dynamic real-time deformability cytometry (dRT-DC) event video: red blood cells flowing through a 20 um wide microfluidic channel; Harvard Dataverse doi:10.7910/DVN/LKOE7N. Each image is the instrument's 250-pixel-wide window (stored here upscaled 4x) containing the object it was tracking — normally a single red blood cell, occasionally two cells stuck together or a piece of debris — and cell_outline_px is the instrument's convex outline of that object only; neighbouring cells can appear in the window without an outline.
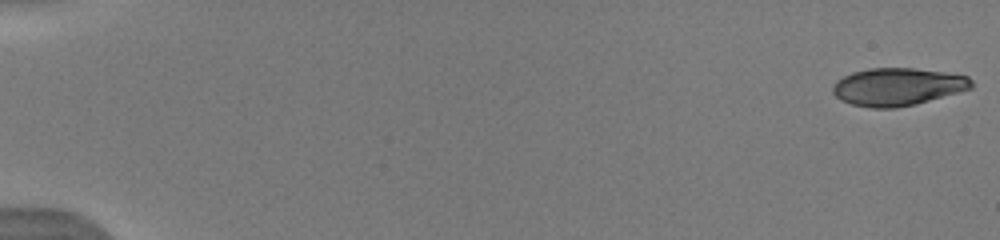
{"species": "human", "species_latin": "Homo sapiens", "temperature_condition": "warm", "stored_images_in_passage": 30, "camera_frame_rate_fps": 3000, "um_per_image_px": 0.085, "donor": {"sex": "male"}, "frame": {"image": 1, "passage_image": 1, "time_ms": 0.0, "image_size_px": [1000, 240], "cell_outline_px": [[972, 88], [960, 92], [916, 104], [896, 108], [872, 108], [852, 104], [840, 100], [832, 92], [832, 84], [836, 80], [852, 72], [868, 68], [912, 68], [944, 72], [968, 76], [972, 80]], "centroid_in_image_um": [76.28, 7.38], "position_along_channel_um": 8.7, "area_um2": 30.58}}
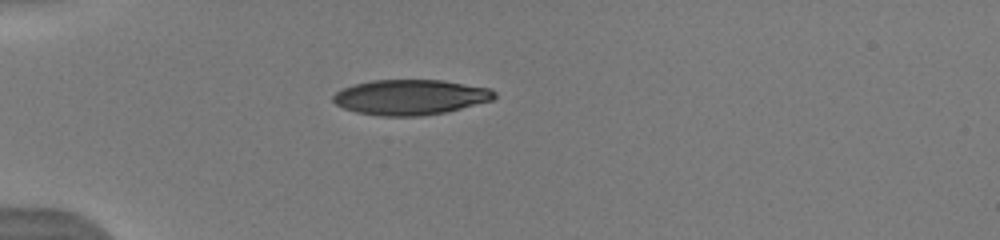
{"frame": {"image": 2, "passage_image": 25, "time_ms": 5.0, "image_size_px": [1000, 240], "cell_outline_px": [[496, 96], [492, 100], [444, 112], [420, 116], [380, 116], [356, 112], [344, 108], [336, 104], [332, 100], [332, 96], [340, 88], [352, 84], [372, 80], [444, 80], [492, 88], [496, 92]], "centroid_in_image_um": [34.86, 8.25], "position_along_channel_um": 50.1, "area_um2": 33.29}}